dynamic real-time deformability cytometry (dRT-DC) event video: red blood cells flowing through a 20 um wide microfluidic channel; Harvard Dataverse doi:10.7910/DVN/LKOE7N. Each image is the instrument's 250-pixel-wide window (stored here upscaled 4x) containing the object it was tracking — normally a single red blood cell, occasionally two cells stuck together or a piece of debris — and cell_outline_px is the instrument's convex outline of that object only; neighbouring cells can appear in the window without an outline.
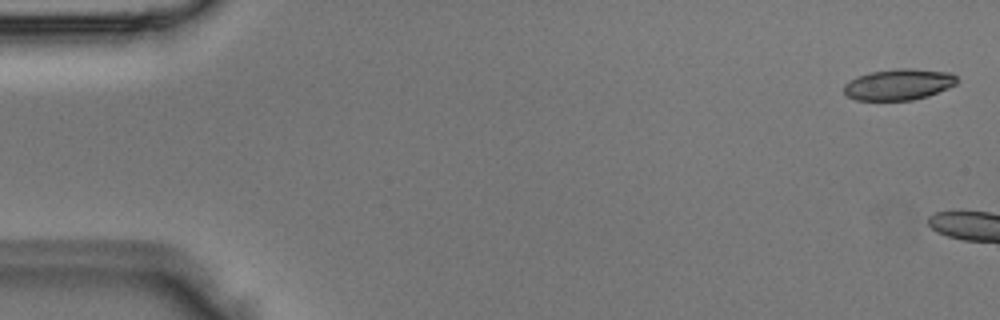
{"species": "Egyptian fruit bat (a non-hibernating species)", "species_latin": "Rousettus aegyptiacus", "temperature_condition": "room temperature", "stored_images_in_passage": 5, "camera_frame_rate_fps": 3000, "um_per_image_px": 0.085, "animal": {"sex": "male"}, "frame": {"image": 1, "passage_image": 1, "time_ms": 0.0, "image_size_px": [1000, 320], "cell_outline_px": [[960, 80], [956, 84], [948, 88], [928, 96], [912, 100], [856, 100], [848, 96], [844, 92], [844, 84], [856, 76], [872, 72], [896, 68], [912, 68], [952, 72]], "centroid_in_image_um": [76.43, 7.17], "position_along_channel_um": 8.6, "area_um2": 20.69}}
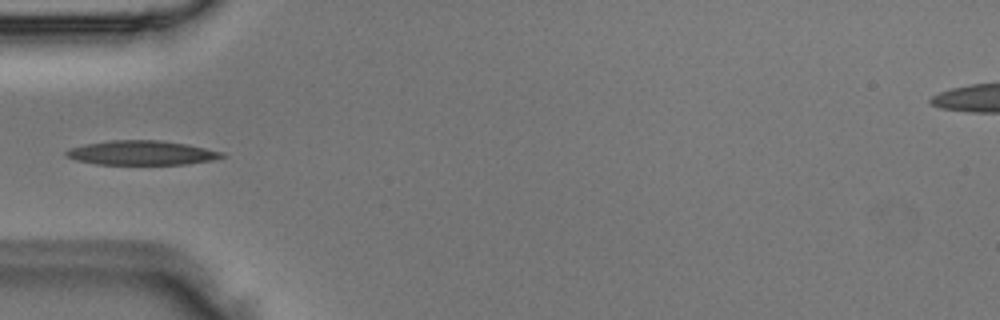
{"frame": {"image": 2, "passage_image": 5, "time_ms": 1.333, "image_size_px": [1000, 320], "cell_outline_px": [[228, 156], [212, 160], [188, 164], [96, 164], [76, 160], [64, 156], [64, 152], [68, 148], [84, 144], [112, 140], [160, 140], [188, 144], [224, 152]], "centroid_in_image_um": [12.04, 12.99], "position_along_channel_um": 73.0, "area_um2": 22.31}}